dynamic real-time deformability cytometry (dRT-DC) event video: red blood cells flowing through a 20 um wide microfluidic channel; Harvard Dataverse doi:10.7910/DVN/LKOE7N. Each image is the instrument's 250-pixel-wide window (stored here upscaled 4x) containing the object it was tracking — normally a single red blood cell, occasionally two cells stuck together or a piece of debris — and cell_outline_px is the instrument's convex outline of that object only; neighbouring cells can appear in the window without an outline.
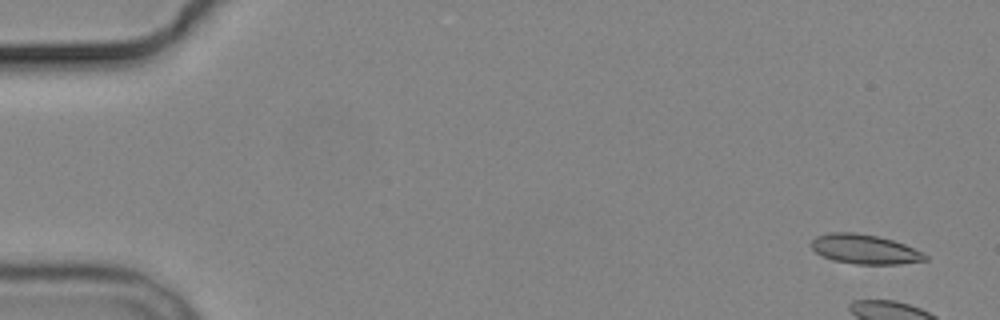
{"species": "common noctule bat (a hibernating species)", "species_latin": "Nyctalus noctula", "temperature_condition": "cold", "stored_images_in_passage": 7, "camera_frame_rate_fps": 3000, "um_per_image_px": 0.085, "animal": {"sex": "male", "body_mass_g": 19.2, "forearm_length_mm": 51.8}, "frame": {"image": 1, "passage_image": 1, "time_ms": 0.0, "image_size_px": [1000, 320], "cell_outline_px": [[928, 260], [900, 264], [856, 264], [832, 260], [816, 252], [812, 248], [812, 240], [816, 236], [832, 232], [852, 232], [876, 236], [892, 240], [904, 244], [924, 252], [928, 256]], "centroid_in_image_um": [73.53, 21.19], "position_along_channel_um": 11.5, "area_um2": 19.48}}
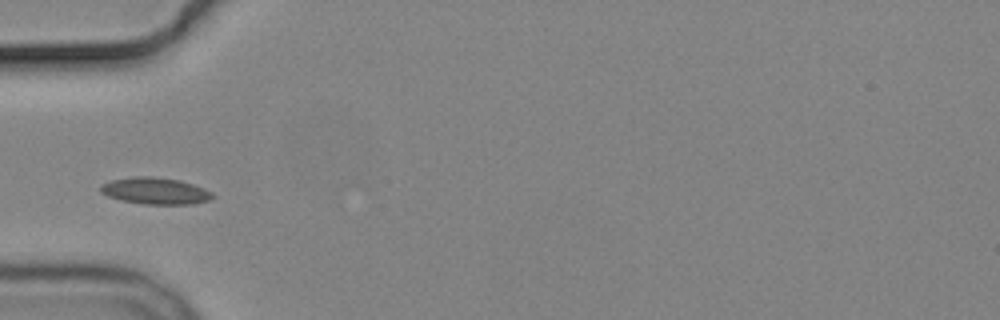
{"frame": {"image": 2, "passage_image": 6, "time_ms": 6.0, "image_size_px": [1000, 320], "cell_outline_px": [[216, 196], [208, 200], [192, 204], [144, 204], [120, 200], [108, 196], [100, 192], [100, 184], [108, 180], [132, 176], [152, 176], [180, 180], [204, 188], [212, 192]], "centroid_in_image_um": [13.16, 16.21], "position_along_channel_um": 71.8, "area_um2": 17.63}}
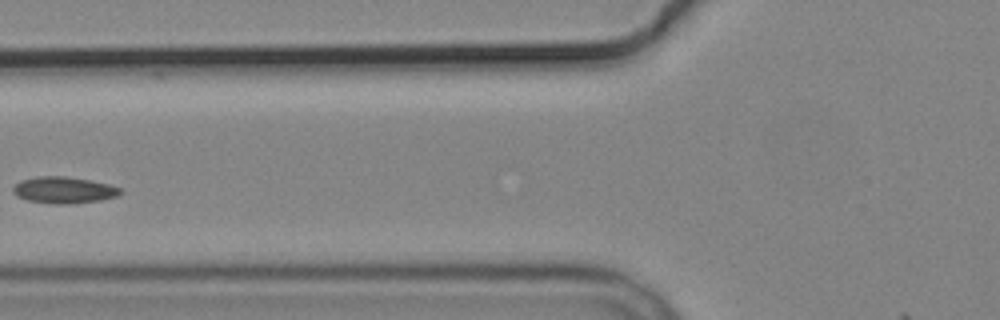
{"frame": {"image": 3, "passage_image": 7, "time_ms": 7.333, "image_size_px": [1000, 320], "cell_outline_px": [[124, 192], [116, 196], [100, 200], [68, 204], [56, 204], [28, 200], [16, 196], [12, 192], [12, 188], [20, 180], [36, 176], [64, 176], [92, 180], [108, 184], [120, 188]], "centroid_in_image_um": [5.41, 16.14], "position_along_channel_um": 120.4, "area_um2": 16.65}}